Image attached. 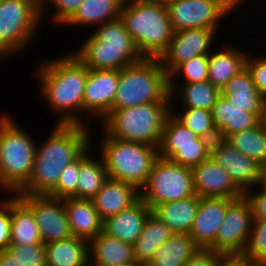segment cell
Returning <instances> with one entry per match:
<instances>
[{"mask_svg":"<svg viewBox=\"0 0 266 266\" xmlns=\"http://www.w3.org/2000/svg\"><path fill=\"white\" fill-rule=\"evenodd\" d=\"M86 126L55 123L43 144L36 145L29 181L16 194L48 195L56 187L63 169L92 144L90 128Z\"/></svg>","mask_w":266,"mask_h":266,"instance_id":"cell-1","label":"cell"},{"mask_svg":"<svg viewBox=\"0 0 266 266\" xmlns=\"http://www.w3.org/2000/svg\"><path fill=\"white\" fill-rule=\"evenodd\" d=\"M68 53L38 65V88L46 105L49 104L53 112L59 113L56 124L88 125L79 117L83 113L88 68L72 52Z\"/></svg>","mask_w":266,"mask_h":266,"instance_id":"cell-2","label":"cell"},{"mask_svg":"<svg viewBox=\"0 0 266 266\" xmlns=\"http://www.w3.org/2000/svg\"><path fill=\"white\" fill-rule=\"evenodd\" d=\"M95 29L79 50L72 52L88 69L120 70L144 58L120 17Z\"/></svg>","mask_w":266,"mask_h":266,"instance_id":"cell-3","label":"cell"},{"mask_svg":"<svg viewBox=\"0 0 266 266\" xmlns=\"http://www.w3.org/2000/svg\"><path fill=\"white\" fill-rule=\"evenodd\" d=\"M120 18L144 58H159L167 49L174 31L166 5L125 0Z\"/></svg>","mask_w":266,"mask_h":266,"instance_id":"cell-4","label":"cell"},{"mask_svg":"<svg viewBox=\"0 0 266 266\" xmlns=\"http://www.w3.org/2000/svg\"><path fill=\"white\" fill-rule=\"evenodd\" d=\"M8 114L0 116V191L18 193L29 181L36 145Z\"/></svg>","mask_w":266,"mask_h":266,"instance_id":"cell-5","label":"cell"},{"mask_svg":"<svg viewBox=\"0 0 266 266\" xmlns=\"http://www.w3.org/2000/svg\"><path fill=\"white\" fill-rule=\"evenodd\" d=\"M168 76L158 58H143L119 70L112 109L150 103H171Z\"/></svg>","mask_w":266,"mask_h":266,"instance_id":"cell-6","label":"cell"},{"mask_svg":"<svg viewBox=\"0 0 266 266\" xmlns=\"http://www.w3.org/2000/svg\"><path fill=\"white\" fill-rule=\"evenodd\" d=\"M172 103H150L134 107L111 109L100 120L103 132L110 137L128 142L145 143L158 147L165 120Z\"/></svg>","mask_w":266,"mask_h":266,"instance_id":"cell-7","label":"cell"},{"mask_svg":"<svg viewBox=\"0 0 266 266\" xmlns=\"http://www.w3.org/2000/svg\"><path fill=\"white\" fill-rule=\"evenodd\" d=\"M103 134L99 152L109 179L132 184L140 191L159 157L158 147L119 140L105 132Z\"/></svg>","mask_w":266,"mask_h":266,"instance_id":"cell-8","label":"cell"},{"mask_svg":"<svg viewBox=\"0 0 266 266\" xmlns=\"http://www.w3.org/2000/svg\"><path fill=\"white\" fill-rule=\"evenodd\" d=\"M40 6L34 0H2L0 4V57L26 51L38 35ZM40 24V25H39ZM37 29V30H36ZM25 48V49H24ZM4 57V58H3Z\"/></svg>","mask_w":266,"mask_h":266,"instance_id":"cell-9","label":"cell"},{"mask_svg":"<svg viewBox=\"0 0 266 266\" xmlns=\"http://www.w3.org/2000/svg\"><path fill=\"white\" fill-rule=\"evenodd\" d=\"M192 170L158 157L140 189V199L151 210L165 202L182 200L195 196Z\"/></svg>","mask_w":266,"mask_h":266,"instance_id":"cell-10","label":"cell"},{"mask_svg":"<svg viewBox=\"0 0 266 266\" xmlns=\"http://www.w3.org/2000/svg\"><path fill=\"white\" fill-rule=\"evenodd\" d=\"M253 224L248 201L243 197L228 206L216 241L208 248L223 256H241L247 246Z\"/></svg>","mask_w":266,"mask_h":266,"instance_id":"cell-11","label":"cell"},{"mask_svg":"<svg viewBox=\"0 0 266 266\" xmlns=\"http://www.w3.org/2000/svg\"><path fill=\"white\" fill-rule=\"evenodd\" d=\"M166 8L174 32L188 28L216 32L222 18L231 13L220 0H172Z\"/></svg>","mask_w":266,"mask_h":266,"instance_id":"cell-12","label":"cell"},{"mask_svg":"<svg viewBox=\"0 0 266 266\" xmlns=\"http://www.w3.org/2000/svg\"><path fill=\"white\" fill-rule=\"evenodd\" d=\"M16 195L31 209L44 245L73 236L64 199L47 195Z\"/></svg>","mask_w":266,"mask_h":266,"instance_id":"cell-13","label":"cell"},{"mask_svg":"<svg viewBox=\"0 0 266 266\" xmlns=\"http://www.w3.org/2000/svg\"><path fill=\"white\" fill-rule=\"evenodd\" d=\"M216 32L204 28H188L173 32L167 49L158 58L167 76L180 64L212 51Z\"/></svg>","mask_w":266,"mask_h":266,"instance_id":"cell-14","label":"cell"},{"mask_svg":"<svg viewBox=\"0 0 266 266\" xmlns=\"http://www.w3.org/2000/svg\"><path fill=\"white\" fill-rule=\"evenodd\" d=\"M210 157L228 172L243 192L261 184L260 164L242 154L225 139L219 138L211 144Z\"/></svg>","mask_w":266,"mask_h":266,"instance_id":"cell-15","label":"cell"},{"mask_svg":"<svg viewBox=\"0 0 266 266\" xmlns=\"http://www.w3.org/2000/svg\"><path fill=\"white\" fill-rule=\"evenodd\" d=\"M119 83V70L88 69L83 97V114L98 120L111 111Z\"/></svg>","mask_w":266,"mask_h":266,"instance_id":"cell-16","label":"cell"},{"mask_svg":"<svg viewBox=\"0 0 266 266\" xmlns=\"http://www.w3.org/2000/svg\"><path fill=\"white\" fill-rule=\"evenodd\" d=\"M195 194L199 197L228 198L243 197V191L231 179L228 172L211 157L192 167Z\"/></svg>","mask_w":266,"mask_h":266,"instance_id":"cell-17","label":"cell"},{"mask_svg":"<svg viewBox=\"0 0 266 266\" xmlns=\"http://www.w3.org/2000/svg\"><path fill=\"white\" fill-rule=\"evenodd\" d=\"M233 201L228 198L200 197L190 237L200 249H208L215 241L224 222L227 206Z\"/></svg>","mask_w":266,"mask_h":266,"instance_id":"cell-18","label":"cell"},{"mask_svg":"<svg viewBox=\"0 0 266 266\" xmlns=\"http://www.w3.org/2000/svg\"><path fill=\"white\" fill-rule=\"evenodd\" d=\"M151 212L149 206L139 199L131 207L108 217L103 222V231L109 236L133 245L140 237L144 222Z\"/></svg>","mask_w":266,"mask_h":266,"instance_id":"cell-19","label":"cell"},{"mask_svg":"<svg viewBox=\"0 0 266 266\" xmlns=\"http://www.w3.org/2000/svg\"><path fill=\"white\" fill-rule=\"evenodd\" d=\"M221 95L247 113L265 114L266 98L255 87L246 67L221 88Z\"/></svg>","mask_w":266,"mask_h":266,"instance_id":"cell-20","label":"cell"},{"mask_svg":"<svg viewBox=\"0 0 266 266\" xmlns=\"http://www.w3.org/2000/svg\"><path fill=\"white\" fill-rule=\"evenodd\" d=\"M139 199L140 191L135 186L108 178L91 200L100 218L105 221L108 217L131 207Z\"/></svg>","mask_w":266,"mask_h":266,"instance_id":"cell-21","label":"cell"},{"mask_svg":"<svg viewBox=\"0 0 266 266\" xmlns=\"http://www.w3.org/2000/svg\"><path fill=\"white\" fill-rule=\"evenodd\" d=\"M135 262L133 246L104 231L89 242L91 266H128Z\"/></svg>","mask_w":266,"mask_h":266,"instance_id":"cell-22","label":"cell"},{"mask_svg":"<svg viewBox=\"0 0 266 266\" xmlns=\"http://www.w3.org/2000/svg\"><path fill=\"white\" fill-rule=\"evenodd\" d=\"M212 119L221 139H226L230 134L251 129L257 126L264 114L247 113L234 107L222 95L213 105Z\"/></svg>","mask_w":266,"mask_h":266,"instance_id":"cell-23","label":"cell"},{"mask_svg":"<svg viewBox=\"0 0 266 266\" xmlns=\"http://www.w3.org/2000/svg\"><path fill=\"white\" fill-rule=\"evenodd\" d=\"M64 206L73 236L90 242L103 231L104 221L92 200L65 198Z\"/></svg>","mask_w":266,"mask_h":266,"instance_id":"cell-24","label":"cell"},{"mask_svg":"<svg viewBox=\"0 0 266 266\" xmlns=\"http://www.w3.org/2000/svg\"><path fill=\"white\" fill-rule=\"evenodd\" d=\"M200 204L198 195L157 205L152 213L173 233L189 234Z\"/></svg>","mask_w":266,"mask_h":266,"instance_id":"cell-25","label":"cell"},{"mask_svg":"<svg viewBox=\"0 0 266 266\" xmlns=\"http://www.w3.org/2000/svg\"><path fill=\"white\" fill-rule=\"evenodd\" d=\"M218 50L212 49L208 55V81L221 89L245 68L248 53L231 45Z\"/></svg>","mask_w":266,"mask_h":266,"instance_id":"cell-26","label":"cell"},{"mask_svg":"<svg viewBox=\"0 0 266 266\" xmlns=\"http://www.w3.org/2000/svg\"><path fill=\"white\" fill-rule=\"evenodd\" d=\"M46 266L89 265V242L75 236L45 244Z\"/></svg>","mask_w":266,"mask_h":266,"instance_id":"cell-27","label":"cell"},{"mask_svg":"<svg viewBox=\"0 0 266 266\" xmlns=\"http://www.w3.org/2000/svg\"><path fill=\"white\" fill-rule=\"evenodd\" d=\"M11 243L34 245L42 243L31 209L16 195L10 196Z\"/></svg>","mask_w":266,"mask_h":266,"instance_id":"cell-28","label":"cell"},{"mask_svg":"<svg viewBox=\"0 0 266 266\" xmlns=\"http://www.w3.org/2000/svg\"><path fill=\"white\" fill-rule=\"evenodd\" d=\"M173 232L152 212L146 218L142 233L133 246L135 261L148 265L156 250L168 241Z\"/></svg>","mask_w":266,"mask_h":266,"instance_id":"cell-29","label":"cell"},{"mask_svg":"<svg viewBox=\"0 0 266 266\" xmlns=\"http://www.w3.org/2000/svg\"><path fill=\"white\" fill-rule=\"evenodd\" d=\"M125 0H84L64 24L69 26L100 25L118 19ZM96 23V24H95Z\"/></svg>","mask_w":266,"mask_h":266,"instance_id":"cell-30","label":"cell"},{"mask_svg":"<svg viewBox=\"0 0 266 266\" xmlns=\"http://www.w3.org/2000/svg\"><path fill=\"white\" fill-rule=\"evenodd\" d=\"M200 249L186 233H173L168 241L156 250L147 266H184Z\"/></svg>","mask_w":266,"mask_h":266,"instance_id":"cell-31","label":"cell"},{"mask_svg":"<svg viewBox=\"0 0 266 266\" xmlns=\"http://www.w3.org/2000/svg\"><path fill=\"white\" fill-rule=\"evenodd\" d=\"M90 147L80 155L77 199L91 200L109 178L102 159L99 162L89 155Z\"/></svg>","mask_w":266,"mask_h":266,"instance_id":"cell-32","label":"cell"},{"mask_svg":"<svg viewBox=\"0 0 266 266\" xmlns=\"http://www.w3.org/2000/svg\"><path fill=\"white\" fill-rule=\"evenodd\" d=\"M225 140L260 165L266 159V127L263 121L251 129L232 133Z\"/></svg>","mask_w":266,"mask_h":266,"instance_id":"cell-33","label":"cell"},{"mask_svg":"<svg viewBox=\"0 0 266 266\" xmlns=\"http://www.w3.org/2000/svg\"><path fill=\"white\" fill-rule=\"evenodd\" d=\"M198 138L170 113L164 123L158 155L163 159H169L176 152V146L197 145Z\"/></svg>","mask_w":266,"mask_h":266,"instance_id":"cell-34","label":"cell"},{"mask_svg":"<svg viewBox=\"0 0 266 266\" xmlns=\"http://www.w3.org/2000/svg\"><path fill=\"white\" fill-rule=\"evenodd\" d=\"M182 99L183 107L201 108L212 110L213 105L221 96V89L213 85L210 81L182 83V88L178 90Z\"/></svg>","mask_w":266,"mask_h":266,"instance_id":"cell-35","label":"cell"},{"mask_svg":"<svg viewBox=\"0 0 266 266\" xmlns=\"http://www.w3.org/2000/svg\"><path fill=\"white\" fill-rule=\"evenodd\" d=\"M171 108L172 115L198 137L208 139L212 143L220 138L213 123L211 110L184 107L183 112L175 113L173 106Z\"/></svg>","mask_w":266,"mask_h":266,"instance_id":"cell-36","label":"cell"},{"mask_svg":"<svg viewBox=\"0 0 266 266\" xmlns=\"http://www.w3.org/2000/svg\"><path fill=\"white\" fill-rule=\"evenodd\" d=\"M183 74L182 83H194L203 82L208 80V55H199L193 57L189 61L180 64L169 76H168V88L171 99L175 97V93H178L176 88H179L175 82ZM176 90V91H175ZM174 95V96H173ZM173 96V97H172Z\"/></svg>","mask_w":266,"mask_h":266,"instance_id":"cell-37","label":"cell"},{"mask_svg":"<svg viewBox=\"0 0 266 266\" xmlns=\"http://www.w3.org/2000/svg\"><path fill=\"white\" fill-rule=\"evenodd\" d=\"M241 256L254 265L266 264V219L253 220L250 237Z\"/></svg>","mask_w":266,"mask_h":266,"instance_id":"cell-38","label":"cell"},{"mask_svg":"<svg viewBox=\"0 0 266 266\" xmlns=\"http://www.w3.org/2000/svg\"><path fill=\"white\" fill-rule=\"evenodd\" d=\"M211 144L210 140L199 137L197 145L176 146V152L169 160L189 168L195 167L210 157Z\"/></svg>","mask_w":266,"mask_h":266,"instance_id":"cell-39","label":"cell"},{"mask_svg":"<svg viewBox=\"0 0 266 266\" xmlns=\"http://www.w3.org/2000/svg\"><path fill=\"white\" fill-rule=\"evenodd\" d=\"M80 171V156L68 164L59 175L56 187L47 195L55 199L76 198Z\"/></svg>","mask_w":266,"mask_h":266,"instance_id":"cell-40","label":"cell"},{"mask_svg":"<svg viewBox=\"0 0 266 266\" xmlns=\"http://www.w3.org/2000/svg\"><path fill=\"white\" fill-rule=\"evenodd\" d=\"M7 251L18 261L20 266H46L43 243L34 245H9Z\"/></svg>","mask_w":266,"mask_h":266,"instance_id":"cell-41","label":"cell"},{"mask_svg":"<svg viewBox=\"0 0 266 266\" xmlns=\"http://www.w3.org/2000/svg\"><path fill=\"white\" fill-rule=\"evenodd\" d=\"M83 1L84 0H45L40 6L41 21L45 20L46 8H48L46 5L50 3L52 7L54 6L53 10H55L52 15V22L63 26L75 14Z\"/></svg>","mask_w":266,"mask_h":266,"instance_id":"cell-42","label":"cell"},{"mask_svg":"<svg viewBox=\"0 0 266 266\" xmlns=\"http://www.w3.org/2000/svg\"><path fill=\"white\" fill-rule=\"evenodd\" d=\"M245 67L250 72L257 90L266 98V56L252 57L250 53L247 54Z\"/></svg>","mask_w":266,"mask_h":266,"instance_id":"cell-43","label":"cell"},{"mask_svg":"<svg viewBox=\"0 0 266 266\" xmlns=\"http://www.w3.org/2000/svg\"><path fill=\"white\" fill-rule=\"evenodd\" d=\"M257 190L260 192L252 193V189L245 190L243 193L244 198L248 201L253 220L266 219V184H259ZM253 194V195H252Z\"/></svg>","mask_w":266,"mask_h":266,"instance_id":"cell-44","label":"cell"},{"mask_svg":"<svg viewBox=\"0 0 266 266\" xmlns=\"http://www.w3.org/2000/svg\"><path fill=\"white\" fill-rule=\"evenodd\" d=\"M0 198V251L7 250L11 243L10 197Z\"/></svg>","mask_w":266,"mask_h":266,"instance_id":"cell-45","label":"cell"},{"mask_svg":"<svg viewBox=\"0 0 266 266\" xmlns=\"http://www.w3.org/2000/svg\"><path fill=\"white\" fill-rule=\"evenodd\" d=\"M222 257L223 255L211 249H198L184 266H216Z\"/></svg>","mask_w":266,"mask_h":266,"instance_id":"cell-46","label":"cell"},{"mask_svg":"<svg viewBox=\"0 0 266 266\" xmlns=\"http://www.w3.org/2000/svg\"><path fill=\"white\" fill-rule=\"evenodd\" d=\"M254 264L248 262L242 256H223L216 264V266H253Z\"/></svg>","mask_w":266,"mask_h":266,"instance_id":"cell-47","label":"cell"},{"mask_svg":"<svg viewBox=\"0 0 266 266\" xmlns=\"http://www.w3.org/2000/svg\"><path fill=\"white\" fill-rule=\"evenodd\" d=\"M0 266H20L16 258H14L7 250L0 251Z\"/></svg>","mask_w":266,"mask_h":266,"instance_id":"cell-48","label":"cell"},{"mask_svg":"<svg viewBox=\"0 0 266 266\" xmlns=\"http://www.w3.org/2000/svg\"><path fill=\"white\" fill-rule=\"evenodd\" d=\"M221 2L233 13V10L238 9V6H242L245 0H221Z\"/></svg>","mask_w":266,"mask_h":266,"instance_id":"cell-49","label":"cell"},{"mask_svg":"<svg viewBox=\"0 0 266 266\" xmlns=\"http://www.w3.org/2000/svg\"><path fill=\"white\" fill-rule=\"evenodd\" d=\"M261 168V183L266 184V159L265 161L260 165Z\"/></svg>","mask_w":266,"mask_h":266,"instance_id":"cell-50","label":"cell"},{"mask_svg":"<svg viewBox=\"0 0 266 266\" xmlns=\"http://www.w3.org/2000/svg\"><path fill=\"white\" fill-rule=\"evenodd\" d=\"M149 3H156V4H162V5H167L169 4L172 0H143Z\"/></svg>","mask_w":266,"mask_h":266,"instance_id":"cell-51","label":"cell"},{"mask_svg":"<svg viewBox=\"0 0 266 266\" xmlns=\"http://www.w3.org/2000/svg\"><path fill=\"white\" fill-rule=\"evenodd\" d=\"M128 266H147V265L142 264V263L135 262V263H133L131 265H128Z\"/></svg>","mask_w":266,"mask_h":266,"instance_id":"cell-52","label":"cell"},{"mask_svg":"<svg viewBox=\"0 0 266 266\" xmlns=\"http://www.w3.org/2000/svg\"><path fill=\"white\" fill-rule=\"evenodd\" d=\"M39 6H41L45 0H34Z\"/></svg>","mask_w":266,"mask_h":266,"instance_id":"cell-53","label":"cell"},{"mask_svg":"<svg viewBox=\"0 0 266 266\" xmlns=\"http://www.w3.org/2000/svg\"><path fill=\"white\" fill-rule=\"evenodd\" d=\"M263 123L265 124V127H266V111H265V114H264V118L262 119Z\"/></svg>","mask_w":266,"mask_h":266,"instance_id":"cell-54","label":"cell"}]
</instances>
